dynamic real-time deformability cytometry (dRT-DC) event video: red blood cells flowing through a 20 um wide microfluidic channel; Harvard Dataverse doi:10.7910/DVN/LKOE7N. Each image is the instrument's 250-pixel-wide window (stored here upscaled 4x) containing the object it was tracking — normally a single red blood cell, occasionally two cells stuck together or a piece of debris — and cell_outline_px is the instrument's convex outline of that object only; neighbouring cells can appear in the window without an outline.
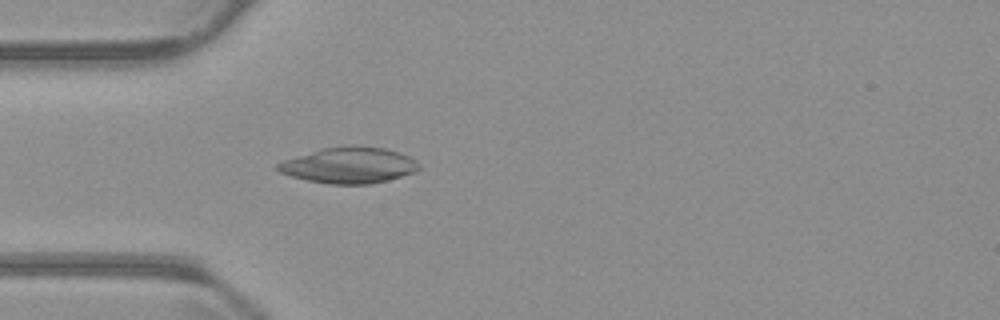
{"species": "common noctule bat (a hibernating species)", "species_latin": "Nyctalus noctula", "temperature_condition": "warm", "stored_images_in_passage": 55, "camera_frame_rate_fps": 3000, "um_per_image_px": 0.085, "animal": {"sex": "male", "body_mass_g": 23.1, "forearm_length_mm": 52.7}, "frame": {"image": 1, "passage_image": 16, "time_ms": 5.0, "image_size_px": [1000, 320], "cell_outline_px": [[420, 168], [416, 172], [388, 180], [372, 184], [328, 184], [308, 180], [292, 176], [280, 172], [276, 168], [276, 164], [284, 160], [324, 148], [384, 148], [408, 156], [416, 160], [420, 164]], "centroid_in_image_um": [29.7, 14.09], "position_along_channel_um": 55.3, "area_um2": 28.73}}
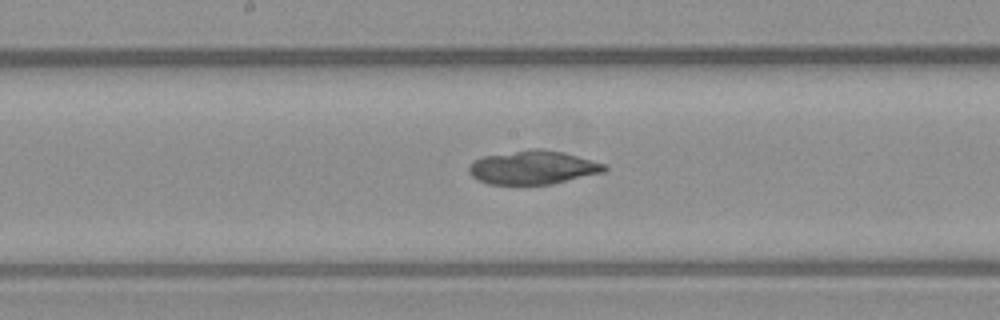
{"frame": {"image": 2, "passage_image": 28, "time_ms": 9.0, "image_size_px": [1000, 320], "cell_outline_px": [[608, 168], [604, 172], [552, 184], [488, 184], [476, 180], [468, 172], [468, 168], [476, 160], [484, 156], [528, 148], [540, 148], [564, 152], [604, 164]], "centroid_in_image_um": [45.29, 14.23], "position_along_channel_um": 202.9, "area_um2": 26.59}}
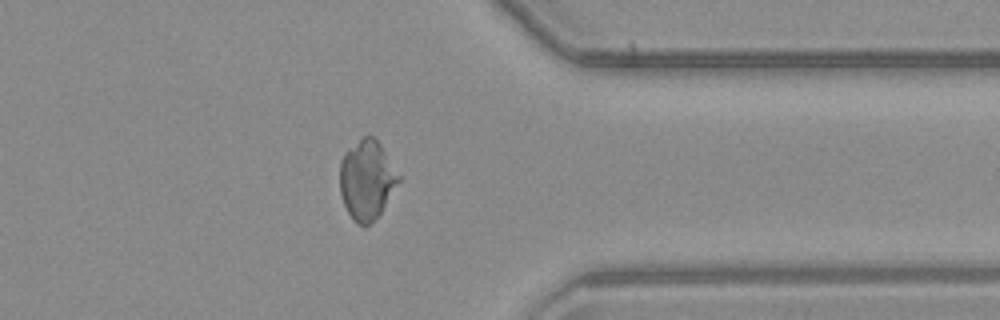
{"frame": {"image": 3, "passage_image": 43, "time_ms": 14.0, "image_size_px": [1000, 320], "cell_outline_px": [[400, 180], [380, 212], [364, 228], [348, 212], [344, 204], [340, 192], [340, 160], [344, 152], [348, 148], [364, 136], [372, 136], [380, 144], [400, 176]], "centroid_in_image_um": [31.16, 15.25], "position_along_channel_um": 380.2, "area_um2": 26.59}, "authors_computed_cell_mechanics": {"area_um2": 27.8596, "velocity_mm_per_s": 3.7664, "shape_relaxation_time_tau1_ms": null, "shape_relaxation_time_tau2_ms": 7.7563, "deformation_change_tau1": null, "deformation_change_tau2": 0.0921}}